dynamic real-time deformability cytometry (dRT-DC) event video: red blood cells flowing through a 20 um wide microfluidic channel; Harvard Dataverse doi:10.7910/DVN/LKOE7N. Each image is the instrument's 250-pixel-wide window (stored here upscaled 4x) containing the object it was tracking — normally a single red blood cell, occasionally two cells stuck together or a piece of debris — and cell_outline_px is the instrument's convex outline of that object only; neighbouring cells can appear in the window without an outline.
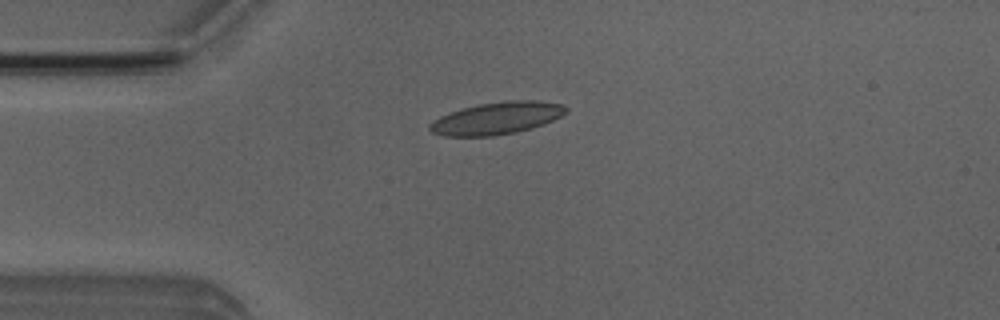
{"species": "Egyptian fruit bat (a non-hibernating species)", "species_latin": "Rousettus aegyptiacus", "temperature_condition": "room temperature", "stored_images_in_passage": 5, "camera_frame_rate_fps": 3000, "um_per_image_px": 0.085, "animal": {"sex": "male"}, "frame": {"image": 1, "passage_image": 3, "time_ms": 3.0, "image_size_px": [1000, 320], "cell_outline_px": [[568, 112], [544, 124], [532, 128], [516, 132], [492, 136], [444, 136], [432, 132], [428, 128], [428, 124], [432, 120], [440, 116], [460, 108], [480, 104], [508, 100], [536, 100], [564, 104], [568, 108]], "centroid_in_image_um": [42.22, 10.04], "position_along_channel_um": 42.8, "area_um2": 25.78}}
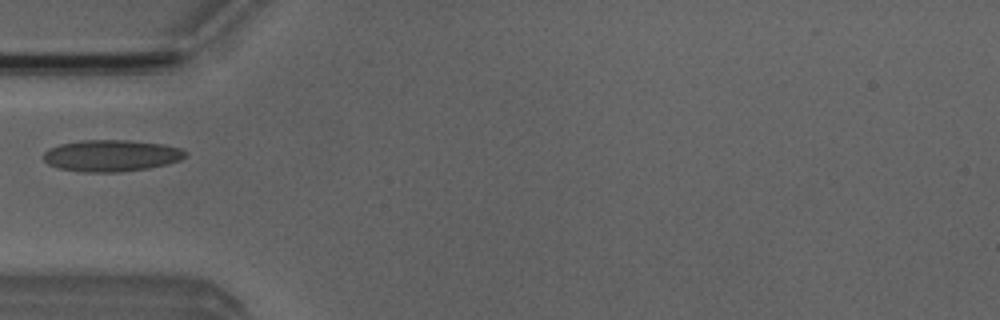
{"frame": {"image": 2, "passage_image": 4, "time_ms": 4.333, "image_size_px": [1000, 320], "cell_outline_px": [[188, 152], [180, 160], [168, 164], [148, 168], [120, 172], [84, 172], [60, 168], [48, 164], [40, 156], [48, 148], [60, 144], [80, 140], [128, 140], [164, 144], [184, 148]], "centroid_in_image_um": [9.47, 13.22], "position_along_channel_um": 75.5, "area_um2": 26.41}}